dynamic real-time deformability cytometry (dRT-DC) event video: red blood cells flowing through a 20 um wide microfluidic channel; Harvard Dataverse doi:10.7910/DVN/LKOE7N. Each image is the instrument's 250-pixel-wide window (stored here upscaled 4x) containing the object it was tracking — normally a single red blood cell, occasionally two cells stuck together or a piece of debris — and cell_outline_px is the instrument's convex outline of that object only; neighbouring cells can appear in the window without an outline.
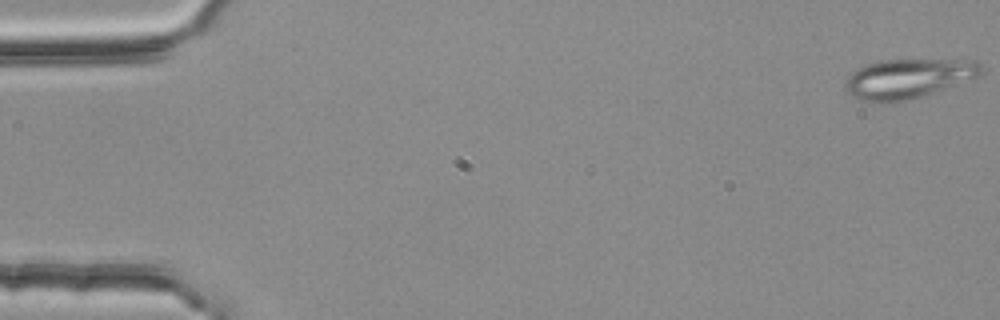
{"species": "common noctule bat (a hibernating species)", "species_latin": "Nyctalus noctula", "temperature_condition": "room temperature", "stored_images_in_passage": 4, "camera_frame_rate_fps": 3000, "um_per_image_px": 0.085, "animal": {"sex": "female", "body_mass_g": 25.1}, "frame": {"image": 1, "passage_image": 1, "time_ms": 0.0, "image_size_px": [1000, 320], "cell_outline_px": [[984, 68], [980, 76], [936, 92], [908, 100], [892, 104], [876, 104], [860, 100], [852, 96], [844, 88], [844, 84], [848, 76], [852, 72], [864, 64], [880, 60], [980, 60], [984, 64]], "centroid_in_image_um": [77.2, 6.7], "position_along_channel_um": 7.8, "area_um2": 32.14}}